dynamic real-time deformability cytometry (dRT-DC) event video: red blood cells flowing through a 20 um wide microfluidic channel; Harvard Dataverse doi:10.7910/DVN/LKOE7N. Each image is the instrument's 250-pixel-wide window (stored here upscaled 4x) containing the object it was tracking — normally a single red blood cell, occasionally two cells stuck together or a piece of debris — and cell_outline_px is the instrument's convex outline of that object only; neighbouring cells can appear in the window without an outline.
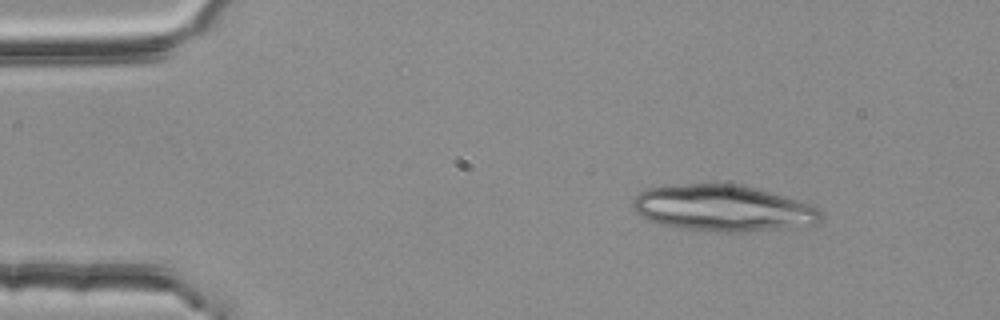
{"species": "common noctule bat (a hibernating species)", "species_latin": "Nyctalus noctula", "temperature_condition": "room temperature", "stored_images_in_passage": 3, "camera_frame_rate_fps": 3000, "um_per_image_px": 0.085, "animal": {"sex": "female", "body_mass_g": 25.1}, "frame": {"image": 1, "passage_image": 1, "time_ms": 0.0, "image_size_px": [1000, 320], "cell_outline_px": [[820, 224], [800, 228], [748, 232], [724, 232], [680, 228], [648, 220], [640, 216], [632, 208], [632, 200], [640, 192], [648, 188], [680, 184], [736, 184], [752, 188], [796, 200], [808, 204], [816, 208], [820, 212]], "centroid_in_image_um": [61.45, 17.72], "position_along_channel_um": 23.5, "area_um2": 50.63}}